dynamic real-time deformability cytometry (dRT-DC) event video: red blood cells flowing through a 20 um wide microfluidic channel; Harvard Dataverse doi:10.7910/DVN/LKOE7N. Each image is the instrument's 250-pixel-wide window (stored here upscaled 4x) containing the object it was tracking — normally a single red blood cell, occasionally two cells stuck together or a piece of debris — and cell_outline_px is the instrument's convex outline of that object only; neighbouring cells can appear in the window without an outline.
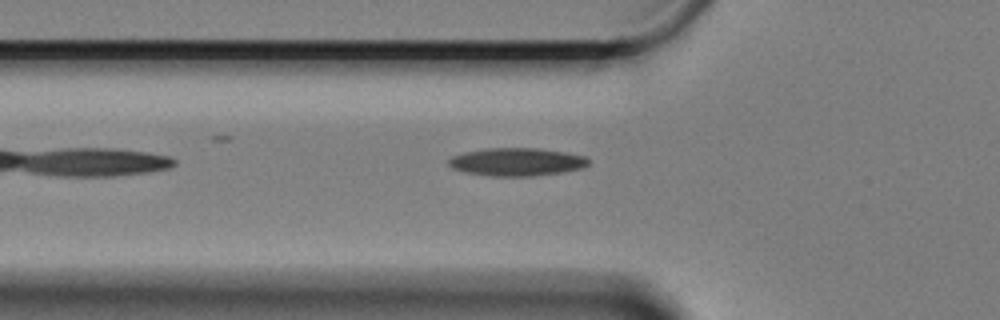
{"species": "Egyptian fruit bat (a non-hibernating species)", "species_latin": "Rousettus aegyptiacus", "temperature_condition": "cold", "stored_images_in_passage": 22, "camera_frame_rate_fps": 3000, "um_per_image_px": 0.085, "animal": {"sex": "female"}, "frame": {"image": 1, "passage_image": 2, "time_ms": 0.333, "image_size_px": [1000, 320], "cell_outline_px": [[588, 164], [580, 168], [560, 172], [532, 176], [492, 176], [464, 172], [452, 168], [448, 164], [448, 160], [452, 156], [464, 152], [488, 148], [540, 148], [564, 152], [584, 156], [588, 160]], "centroid_in_image_um": [43.87, 13.75], "position_along_channel_um": 81.9, "area_um2": 22.6}}
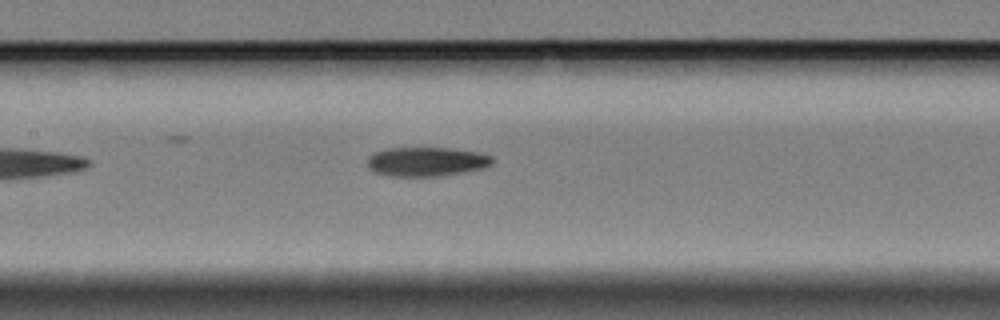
{"frame": {"image": 2, "passage_image": 10, "time_ms": 3.0, "image_size_px": [1000, 320], "cell_outline_px": [[492, 164], [484, 168], [464, 172], [440, 176], [388, 176], [376, 172], [368, 168], [368, 160], [376, 152], [392, 148], [448, 148], [480, 152], [492, 156]], "centroid_in_image_um": [36.3, 13.75], "position_along_channel_um": 171.1, "area_um2": 21.1}}
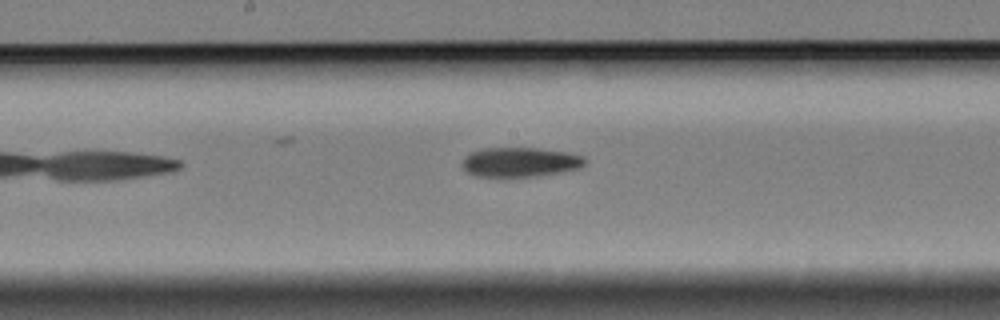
{"frame": {"image": 3, "passage_image": 13, "time_ms": 4.0, "image_size_px": [1000, 320], "cell_outline_px": [[584, 164], [580, 168], [560, 172], [536, 176], [504, 180], [500, 180], [476, 176], [468, 172], [460, 164], [464, 156], [472, 152], [484, 148], [536, 148], [568, 152], [584, 156]], "centroid_in_image_um": [44.14, 13.82], "position_along_channel_um": 204.1, "area_um2": 21.91}}